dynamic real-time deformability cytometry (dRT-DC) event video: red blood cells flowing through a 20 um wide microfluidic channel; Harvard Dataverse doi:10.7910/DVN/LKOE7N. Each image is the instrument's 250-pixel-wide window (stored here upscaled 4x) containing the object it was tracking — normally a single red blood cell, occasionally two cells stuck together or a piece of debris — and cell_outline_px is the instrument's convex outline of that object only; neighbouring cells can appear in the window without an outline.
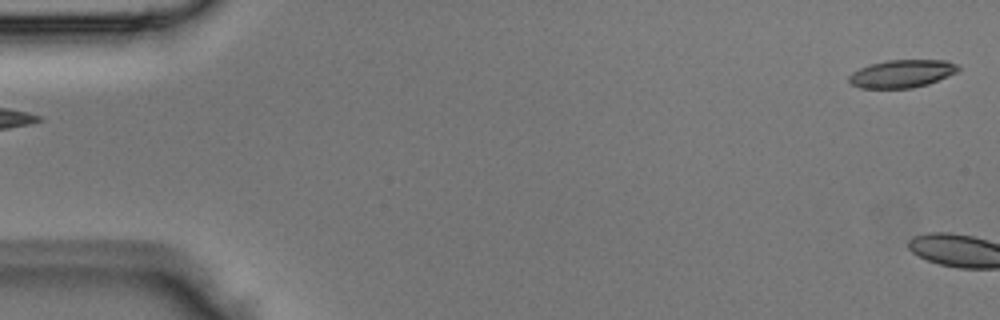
{"species": "Egyptian fruit bat (a non-hibernating species)", "species_latin": "Rousettus aegyptiacus", "temperature_condition": "room temperature", "stored_images_in_passage": 3, "segment_of_instrument_passage": [2, 2], "camera_frame_rate_fps": 3000, "um_per_image_px": 0.085, "animal": {"sex": "male"}, "frame": {"image": 1, "passage_image": 3, "time_ms": 0.667, "image_size_px": [1000, 320], "cell_outline_px": [[960, 68], [956, 72], [948, 76], [928, 84], [912, 88], [860, 88], [852, 84], [848, 80], [848, 76], [852, 72], [860, 68], [872, 64], [888, 60], [948, 60], [956, 64]], "centroid_in_image_um": [76.66, 6.26], "position_along_channel_um": 8.3, "area_um2": 17.63}}